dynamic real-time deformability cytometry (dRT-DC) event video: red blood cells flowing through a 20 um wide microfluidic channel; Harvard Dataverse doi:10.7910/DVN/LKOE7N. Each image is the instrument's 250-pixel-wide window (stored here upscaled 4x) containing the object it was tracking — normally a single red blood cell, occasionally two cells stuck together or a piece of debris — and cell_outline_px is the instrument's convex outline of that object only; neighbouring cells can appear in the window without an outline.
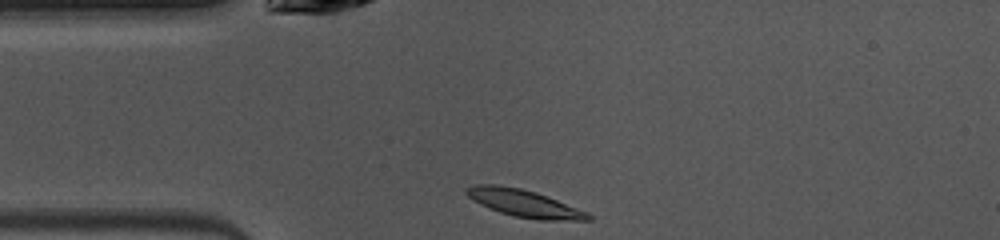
{"species": "common noctule bat (a hibernating species)", "species_latin": "Nyctalus noctula", "temperature_condition": "warm", "stored_images_in_passage": 39, "camera_frame_rate_fps": 3000, "um_per_image_px": 0.085, "animal": {"sex": "female", "body_mass_g": 10.0, "forearm_length_mm": 53.1}, "frame": {"image": 1, "passage_image": 1, "time_ms": 0.0, "image_size_px": [1000, 240], "cell_outline_px": [[592, 220], [540, 220], [516, 216], [500, 212], [480, 204], [472, 200], [464, 192], [464, 188], [476, 184], [496, 184], [520, 188], [536, 192], [548, 196], [588, 212], [592, 216]], "centroid_in_image_um": [44.55, 17.27], "position_along_channel_um": 40.5, "area_um2": 19.36}}
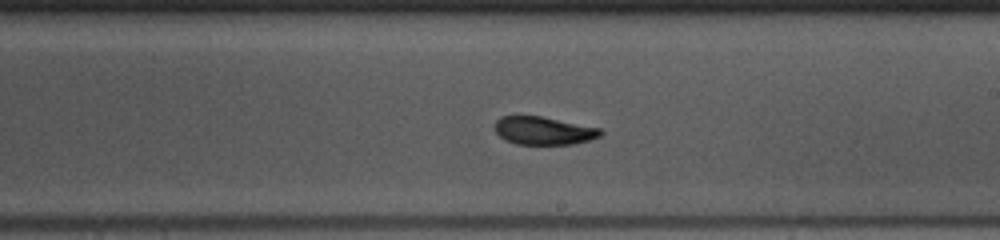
{"frame": {"image": 2, "passage_image": 17, "time_ms": 5.333, "image_size_px": [1000, 240], "cell_outline_px": [[604, 132], [600, 136], [588, 140], [572, 144], [516, 144], [504, 140], [496, 132], [492, 124], [500, 116], [540, 116], [600, 128]], "centroid_in_image_um": [46.16, 11.1], "position_along_channel_um": 242.8, "area_um2": 17.28}}
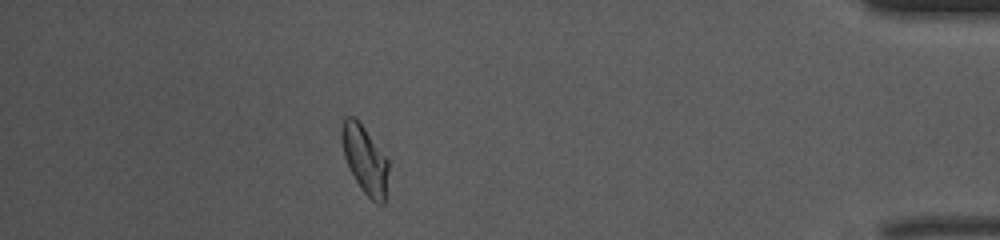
{"frame": {"image": 3, "passage_image": 33, "time_ms": 10.667, "image_size_px": [1000, 240], "cell_outline_px": [[388, 168], [384, 204], [376, 204], [360, 188], [344, 156], [340, 140], [340, 128], [344, 116], [356, 116], [388, 160]], "centroid_in_image_um": [30.98, 13.51], "position_along_channel_um": 404.2, "area_um2": 18.5}, "authors_computed_cell_mechanics": {"area_um2": 18.0336, "velocity_mm_per_s": 4.0472, "shape_relaxation_time_tau1_ms": 4.8951, "shape_relaxation_time_tau2_ms": 6.064, "deformation_change_tau1": 0.164, "deformation_change_tau2": 0.1014}}